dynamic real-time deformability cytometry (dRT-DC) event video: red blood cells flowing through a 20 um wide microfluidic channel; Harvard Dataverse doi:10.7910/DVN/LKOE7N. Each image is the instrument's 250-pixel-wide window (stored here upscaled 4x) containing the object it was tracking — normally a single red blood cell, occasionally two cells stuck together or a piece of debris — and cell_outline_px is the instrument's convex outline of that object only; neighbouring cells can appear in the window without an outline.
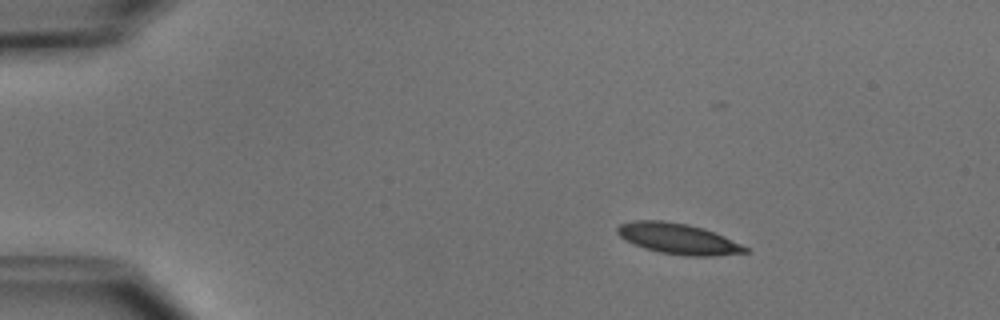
{"species": "common noctule bat (a hibernating species)", "species_latin": "Nyctalus noctula", "temperature_condition": "cold", "stored_images_in_passage": 5, "camera_frame_rate_fps": 3000, "um_per_image_px": 0.085, "animal": {"sex": "male", "body_mass_g": 15.6}, "frame": {"image": 1, "passage_image": 2, "time_ms": 1.333, "image_size_px": [1000, 320], "cell_outline_px": [[748, 252], [712, 256], [684, 256], [660, 252], [644, 248], [624, 240], [616, 232], [616, 228], [620, 224], [632, 220], [664, 220], [688, 224], [704, 228], [724, 236], [748, 248]], "centroid_in_image_um": [57.6, 20.28], "position_along_channel_um": 27.4, "area_um2": 22.95}}